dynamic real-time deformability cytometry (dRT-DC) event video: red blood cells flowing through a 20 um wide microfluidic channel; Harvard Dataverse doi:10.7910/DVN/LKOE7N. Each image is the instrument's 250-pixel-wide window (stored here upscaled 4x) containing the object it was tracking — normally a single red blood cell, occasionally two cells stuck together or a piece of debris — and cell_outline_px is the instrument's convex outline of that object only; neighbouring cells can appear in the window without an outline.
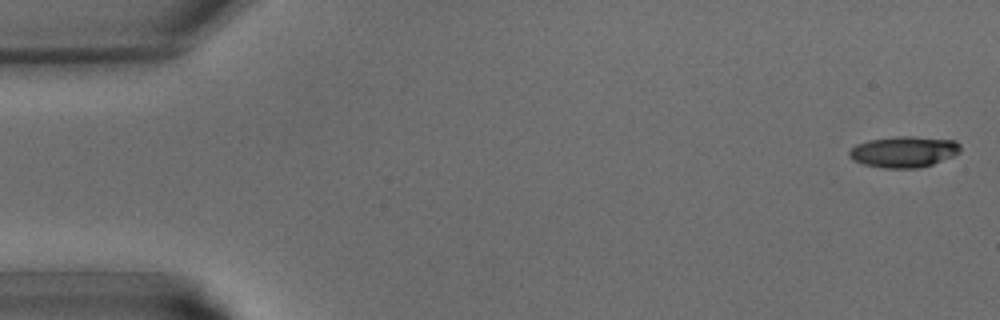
{"species": "common noctule bat (a hibernating species)", "species_latin": "Nyctalus noctula", "temperature_condition": "warm", "stored_images_in_passage": 41, "camera_frame_rate_fps": 3000, "um_per_image_px": 0.085, "animal": {"sex": "male", "body_mass_g": 15.6}, "frame": {"image": 1, "passage_image": 1, "time_ms": 0.0, "image_size_px": [1000, 320], "cell_outline_px": [[960, 152], [952, 156], [932, 164], [916, 168], [884, 168], [864, 164], [852, 160], [848, 156], [848, 152], [856, 144], [868, 140], [900, 136], [912, 136], [956, 140], [960, 144]], "centroid_in_image_um": [76.81, 12.89], "position_along_channel_um": 8.2, "area_um2": 20.11}}
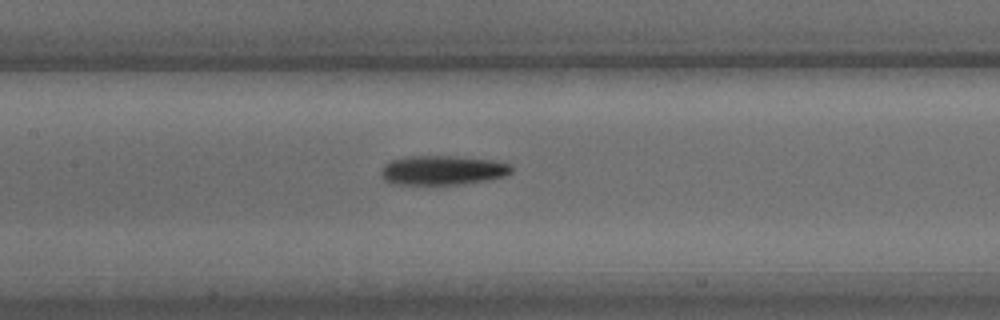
{"frame": {"image": 2, "passage_image": 19, "time_ms": 6.0, "image_size_px": [1000, 320], "cell_outline_px": [[512, 172], [504, 176], [492, 180], [460, 184], [392, 184], [384, 180], [380, 172], [384, 164], [392, 160], [408, 156], [456, 156], [492, 160], [512, 164]], "centroid_in_image_um": [37.64, 14.47], "position_along_channel_um": 169.8, "area_um2": 22.48}}
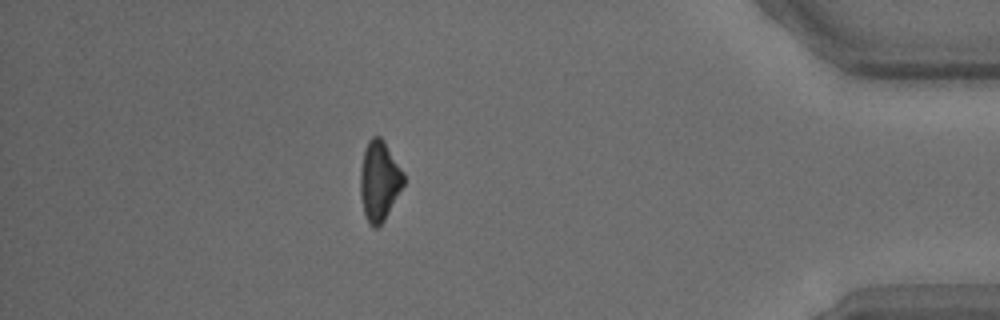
{"frame": {"image": 3, "passage_image": 36, "time_ms": 11.667, "image_size_px": [1000, 320], "cell_outline_px": [[404, 184], [384, 220], [376, 228], [372, 228], [368, 224], [364, 212], [360, 196], [360, 172], [364, 148], [368, 140], [372, 136], [380, 136], [384, 140], [404, 172]], "centroid_in_image_um": [32.23, 15.35], "position_along_channel_um": 403.0, "area_um2": 20.29}}